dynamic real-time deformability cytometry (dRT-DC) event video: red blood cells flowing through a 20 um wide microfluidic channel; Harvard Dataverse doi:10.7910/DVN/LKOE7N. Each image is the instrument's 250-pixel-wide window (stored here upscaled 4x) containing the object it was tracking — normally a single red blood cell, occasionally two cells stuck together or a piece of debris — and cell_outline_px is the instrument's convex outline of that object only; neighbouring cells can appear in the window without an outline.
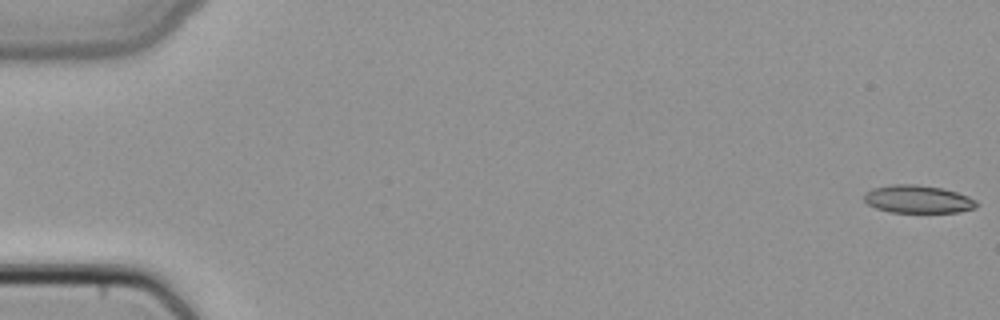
{"species": "common noctule bat (a hibernating species)", "species_latin": "Nyctalus noctula", "temperature_condition": "cold", "stored_images_in_passage": 5, "segment_of_instrument_passage": [2, 2], "camera_frame_rate_fps": 3000, "um_per_image_px": 0.085, "animal": {"sex": "female", "body_mass_g": 22.7, "forearm_length_mm": 54.2}, "frame": {"image": 1, "passage_image": 5, "time_ms": 1.333, "image_size_px": [1000, 320], "cell_outline_px": [[980, 204], [976, 208], [960, 212], [888, 212], [876, 208], [868, 204], [864, 200], [864, 192], [872, 188], [892, 184], [916, 184], [944, 188], [968, 196], [976, 200]], "centroid_in_image_um": [78.03, 16.93], "position_along_channel_um": 7.0, "area_um2": 18.5}}